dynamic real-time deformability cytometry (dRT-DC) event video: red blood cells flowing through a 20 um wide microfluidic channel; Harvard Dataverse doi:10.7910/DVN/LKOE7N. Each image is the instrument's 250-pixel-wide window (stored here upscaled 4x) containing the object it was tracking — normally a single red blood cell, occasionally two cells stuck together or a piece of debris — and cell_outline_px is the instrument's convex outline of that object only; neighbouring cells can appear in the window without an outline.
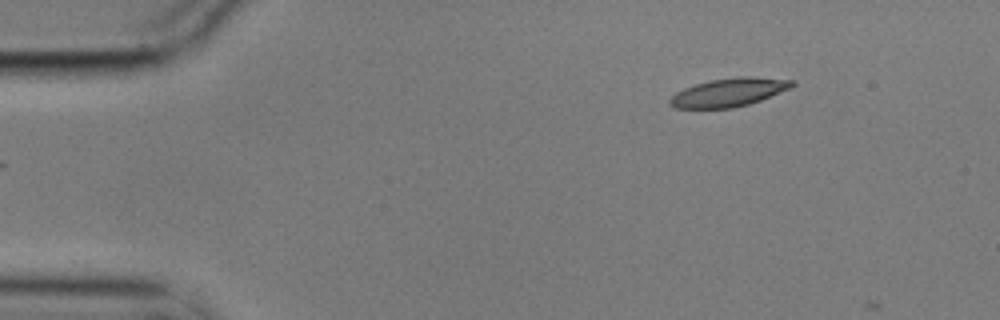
{"species": "common noctule bat (a hibernating species)", "species_latin": "Nyctalus noctula", "temperature_condition": "cold", "stored_images_in_passage": 4, "camera_frame_rate_fps": 3000, "um_per_image_px": 0.085, "animal": {"sex": "male", "body_mass_g": 17.9}, "frame": {"image": 1, "passage_image": 1, "time_ms": 0.0, "image_size_px": [1000, 320], "cell_outline_px": [[796, 84], [792, 88], [760, 100], [748, 104], [732, 108], [676, 108], [668, 104], [668, 100], [676, 92], [684, 88], [696, 84], [712, 80], [744, 76], [748, 76], [796, 80]], "centroid_in_image_um": [61.98, 7.85], "position_along_channel_um": 23.0, "area_um2": 20.17}}